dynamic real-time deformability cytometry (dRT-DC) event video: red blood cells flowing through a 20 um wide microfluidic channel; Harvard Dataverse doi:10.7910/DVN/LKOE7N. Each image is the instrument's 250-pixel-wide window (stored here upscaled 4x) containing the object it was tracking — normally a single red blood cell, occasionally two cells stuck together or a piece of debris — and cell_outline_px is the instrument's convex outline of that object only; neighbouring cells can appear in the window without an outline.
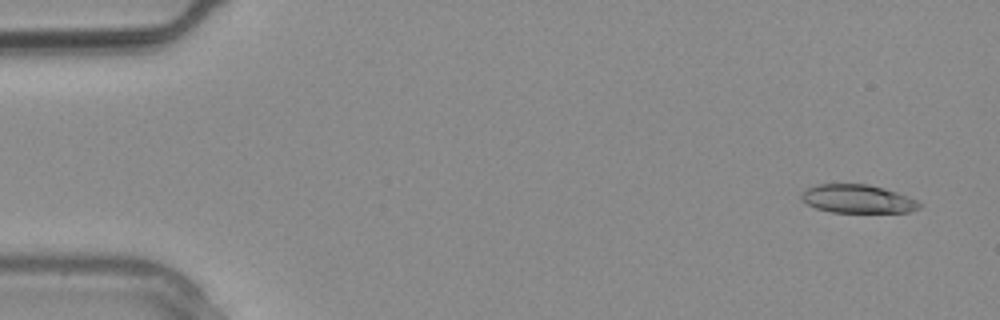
{"species": "common noctule bat (a hibernating species)", "species_latin": "Nyctalus noctula", "temperature_condition": "warm", "stored_images_in_passage": 3, "camera_frame_rate_fps": 3000, "um_per_image_px": 0.085, "animal": {"sex": "male", "body_mass_g": 20.4}, "frame": {"image": 1, "passage_image": 1, "time_ms": 0.0, "image_size_px": [1000, 320], "cell_outline_px": [[920, 208], [908, 212], [832, 212], [816, 208], [808, 204], [800, 196], [800, 192], [816, 184], [868, 184], [884, 188], [896, 192], [916, 200], [920, 204]], "centroid_in_image_um": [72.87, 16.9], "position_along_channel_um": 12.1, "area_um2": 19.36}}